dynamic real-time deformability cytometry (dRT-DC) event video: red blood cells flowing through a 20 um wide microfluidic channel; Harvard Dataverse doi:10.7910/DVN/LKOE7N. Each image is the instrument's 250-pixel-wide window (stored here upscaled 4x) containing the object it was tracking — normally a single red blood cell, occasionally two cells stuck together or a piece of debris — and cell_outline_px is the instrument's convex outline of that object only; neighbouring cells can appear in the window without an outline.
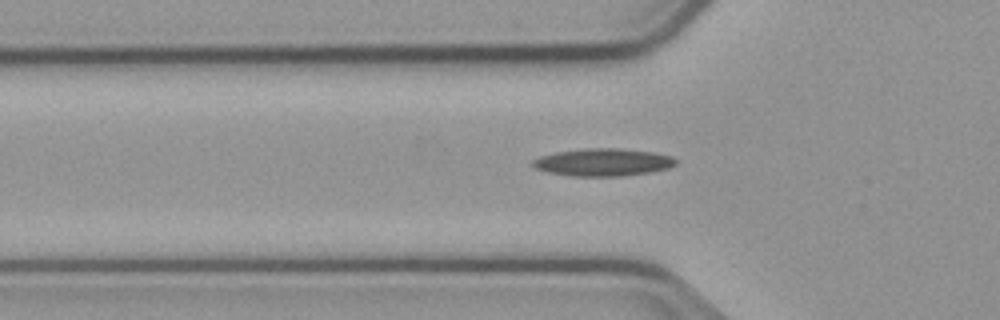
{"species": "common noctule bat (a hibernating species)", "species_latin": "Nyctalus noctula", "temperature_condition": "cold", "stored_images_in_passage": 46, "camera_frame_rate_fps": 3000, "um_per_image_px": 0.085, "animal": {"sex": "male", "body_mass_g": 23.1, "forearm_length_mm": 52.7}, "frame": {"image": 1, "passage_image": 14, "time_ms": 4.333, "image_size_px": [1000, 320], "cell_outline_px": [[676, 164], [668, 168], [648, 172], [620, 176], [568, 176], [548, 172], [536, 168], [532, 164], [532, 160], [540, 156], [556, 152], [588, 148], [620, 148], [652, 152], [672, 156], [676, 160]], "centroid_in_image_um": [51.24, 13.79], "position_along_channel_um": 74.6, "area_um2": 22.83}}
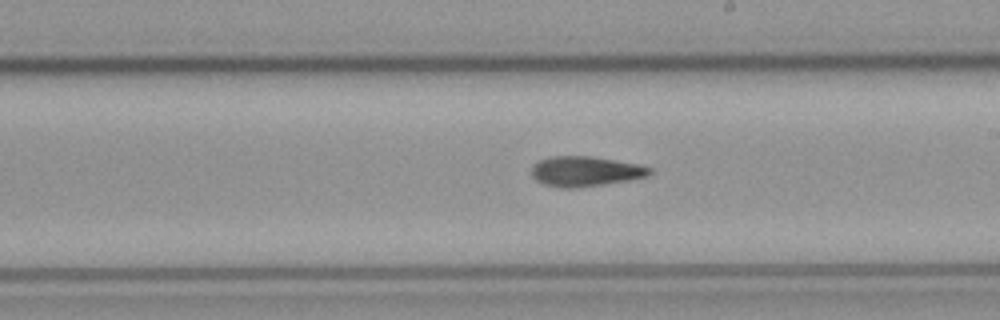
{"frame": {"image": 2, "passage_image": 27, "time_ms": 8.667, "image_size_px": [1000, 320], "cell_outline_px": [[652, 172], [648, 176], [628, 180], [604, 184], [572, 188], [560, 188], [544, 184], [536, 180], [532, 176], [532, 168], [540, 160], [552, 156], [592, 156], [640, 164], [652, 168]], "centroid_in_image_um": [49.78, 14.56], "position_along_channel_um": 239.2, "area_um2": 20.63}}
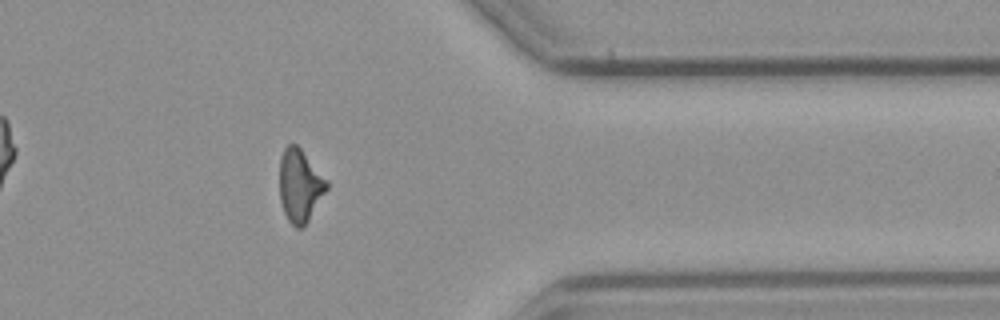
{"frame": {"image": 3, "passage_image": 40, "time_ms": 13.0, "image_size_px": [1000, 320], "cell_outline_px": [[328, 188], [308, 220], [300, 228], [296, 228], [288, 220], [284, 212], [280, 200], [280, 156], [284, 148], [288, 144], [296, 144], [300, 148], [328, 180]], "centroid_in_image_um": [25.49, 15.75], "position_along_channel_um": 385.9, "area_um2": 19.83}, "authors_computed_cell_mechanics": {"area_um2": 20.0566, "velocity_mm_per_s": 3.7655, "shape_relaxation_time_tau1_ms": 10.0218, "shape_relaxation_time_tau2_ms": 3.9798, "deformation_change_tau1": 0.2409, "deformation_change_tau2": 0.1294}}